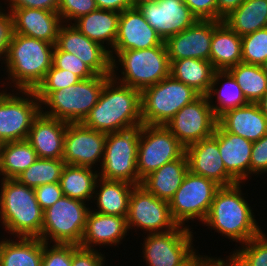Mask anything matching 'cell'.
Masks as SVG:
<instances>
[{
  "label": "cell",
  "instance_id": "20",
  "mask_svg": "<svg viewBox=\"0 0 267 266\" xmlns=\"http://www.w3.org/2000/svg\"><path fill=\"white\" fill-rule=\"evenodd\" d=\"M189 171L215 181L220 186L238 183L227 171L222 161L218 140L212 135L185 148Z\"/></svg>",
  "mask_w": 267,
  "mask_h": 266
},
{
  "label": "cell",
  "instance_id": "29",
  "mask_svg": "<svg viewBox=\"0 0 267 266\" xmlns=\"http://www.w3.org/2000/svg\"><path fill=\"white\" fill-rule=\"evenodd\" d=\"M119 17V12L97 9L79 17L72 24L90 40L111 52L117 37Z\"/></svg>",
  "mask_w": 267,
  "mask_h": 266
},
{
  "label": "cell",
  "instance_id": "11",
  "mask_svg": "<svg viewBox=\"0 0 267 266\" xmlns=\"http://www.w3.org/2000/svg\"><path fill=\"white\" fill-rule=\"evenodd\" d=\"M9 91L11 93L8 89H0L2 143L26 140L34 119L41 112L40 101L34 90L12 88Z\"/></svg>",
  "mask_w": 267,
  "mask_h": 266
},
{
  "label": "cell",
  "instance_id": "43",
  "mask_svg": "<svg viewBox=\"0 0 267 266\" xmlns=\"http://www.w3.org/2000/svg\"><path fill=\"white\" fill-rule=\"evenodd\" d=\"M97 9L95 0H58V13L67 24Z\"/></svg>",
  "mask_w": 267,
  "mask_h": 266
},
{
  "label": "cell",
  "instance_id": "33",
  "mask_svg": "<svg viewBox=\"0 0 267 266\" xmlns=\"http://www.w3.org/2000/svg\"><path fill=\"white\" fill-rule=\"evenodd\" d=\"M210 61L186 58L170 61V75L180 82L192 87L200 95H207L214 72Z\"/></svg>",
  "mask_w": 267,
  "mask_h": 266
},
{
  "label": "cell",
  "instance_id": "31",
  "mask_svg": "<svg viewBox=\"0 0 267 266\" xmlns=\"http://www.w3.org/2000/svg\"><path fill=\"white\" fill-rule=\"evenodd\" d=\"M206 96L217 118L228 110L249 104L240 85L227 70L214 72L211 87Z\"/></svg>",
  "mask_w": 267,
  "mask_h": 266
},
{
  "label": "cell",
  "instance_id": "46",
  "mask_svg": "<svg viewBox=\"0 0 267 266\" xmlns=\"http://www.w3.org/2000/svg\"><path fill=\"white\" fill-rule=\"evenodd\" d=\"M105 254L107 253L78 246L72 253L71 266H108Z\"/></svg>",
  "mask_w": 267,
  "mask_h": 266
},
{
  "label": "cell",
  "instance_id": "2",
  "mask_svg": "<svg viewBox=\"0 0 267 266\" xmlns=\"http://www.w3.org/2000/svg\"><path fill=\"white\" fill-rule=\"evenodd\" d=\"M54 47L47 41L13 33L3 63L7 77L1 79L0 88L35 90L52 66Z\"/></svg>",
  "mask_w": 267,
  "mask_h": 266
},
{
  "label": "cell",
  "instance_id": "47",
  "mask_svg": "<svg viewBox=\"0 0 267 266\" xmlns=\"http://www.w3.org/2000/svg\"><path fill=\"white\" fill-rule=\"evenodd\" d=\"M13 35V20L11 13L0 6V61L4 63L8 46Z\"/></svg>",
  "mask_w": 267,
  "mask_h": 266
},
{
  "label": "cell",
  "instance_id": "27",
  "mask_svg": "<svg viewBox=\"0 0 267 266\" xmlns=\"http://www.w3.org/2000/svg\"><path fill=\"white\" fill-rule=\"evenodd\" d=\"M130 183L124 181L107 180L101 177L98 178L92 203L94 208L92 211L97 213L113 215V216H128L129 200L133 187Z\"/></svg>",
  "mask_w": 267,
  "mask_h": 266
},
{
  "label": "cell",
  "instance_id": "52",
  "mask_svg": "<svg viewBox=\"0 0 267 266\" xmlns=\"http://www.w3.org/2000/svg\"><path fill=\"white\" fill-rule=\"evenodd\" d=\"M245 0H217L218 21L237 9Z\"/></svg>",
  "mask_w": 267,
  "mask_h": 266
},
{
  "label": "cell",
  "instance_id": "36",
  "mask_svg": "<svg viewBox=\"0 0 267 266\" xmlns=\"http://www.w3.org/2000/svg\"><path fill=\"white\" fill-rule=\"evenodd\" d=\"M38 159L27 140L2 143L0 151V179H16Z\"/></svg>",
  "mask_w": 267,
  "mask_h": 266
},
{
  "label": "cell",
  "instance_id": "10",
  "mask_svg": "<svg viewBox=\"0 0 267 266\" xmlns=\"http://www.w3.org/2000/svg\"><path fill=\"white\" fill-rule=\"evenodd\" d=\"M220 187L215 181L188 171L180 188L169 201L173 220L190 229L194 228H191L189 221L192 223L197 220L202 225Z\"/></svg>",
  "mask_w": 267,
  "mask_h": 266
},
{
  "label": "cell",
  "instance_id": "21",
  "mask_svg": "<svg viewBox=\"0 0 267 266\" xmlns=\"http://www.w3.org/2000/svg\"><path fill=\"white\" fill-rule=\"evenodd\" d=\"M164 41L145 20L139 8L131 7L120 13L117 37L111 52L148 49Z\"/></svg>",
  "mask_w": 267,
  "mask_h": 266
},
{
  "label": "cell",
  "instance_id": "35",
  "mask_svg": "<svg viewBox=\"0 0 267 266\" xmlns=\"http://www.w3.org/2000/svg\"><path fill=\"white\" fill-rule=\"evenodd\" d=\"M239 36L267 27V0H245L222 20Z\"/></svg>",
  "mask_w": 267,
  "mask_h": 266
},
{
  "label": "cell",
  "instance_id": "7",
  "mask_svg": "<svg viewBox=\"0 0 267 266\" xmlns=\"http://www.w3.org/2000/svg\"><path fill=\"white\" fill-rule=\"evenodd\" d=\"M200 94L171 75L141 91L142 124L164 125Z\"/></svg>",
  "mask_w": 267,
  "mask_h": 266
},
{
  "label": "cell",
  "instance_id": "26",
  "mask_svg": "<svg viewBox=\"0 0 267 266\" xmlns=\"http://www.w3.org/2000/svg\"><path fill=\"white\" fill-rule=\"evenodd\" d=\"M218 123L227 132L251 142L258 141L267 134V118L256 103L226 111L218 118Z\"/></svg>",
  "mask_w": 267,
  "mask_h": 266
},
{
  "label": "cell",
  "instance_id": "37",
  "mask_svg": "<svg viewBox=\"0 0 267 266\" xmlns=\"http://www.w3.org/2000/svg\"><path fill=\"white\" fill-rule=\"evenodd\" d=\"M249 103H257L267 90V74L262 66L238 63L227 70Z\"/></svg>",
  "mask_w": 267,
  "mask_h": 266
},
{
  "label": "cell",
  "instance_id": "56",
  "mask_svg": "<svg viewBox=\"0 0 267 266\" xmlns=\"http://www.w3.org/2000/svg\"><path fill=\"white\" fill-rule=\"evenodd\" d=\"M133 1V7L138 8L141 5H145L147 3H156L159 0H132Z\"/></svg>",
  "mask_w": 267,
  "mask_h": 266
},
{
  "label": "cell",
  "instance_id": "12",
  "mask_svg": "<svg viewBox=\"0 0 267 266\" xmlns=\"http://www.w3.org/2000/svg\"><path fill=\"white\" fill-rule=\"evenodd\" d=\"M193 229L178 225L164 233L145 234L141 247L146 266H180L198 248H195Z\"/></svg>",
  "mask_w": 267,
  "mask_h": 266
},
{
  "label": "cell",
  "instance_id": "30",
  "mask_svg": "<svg viewBox=\"0 0 267 266\" xmlns=\"http://www.w3.org/2000/svg\"><path fill=\"white\" fill-rule=\"evenodd\" d=\"M209 61L216 71L242 63V40L223 21L214 29Z\"/></svg>",
  "mask_w": 267,
  "mask_h": 266
},
{
  "label": "cell",
  "instance_id": "32",
  "mask_svg": "<svg viewBox=\"0 0 267 266\" xmlns=\"http://www.w3.org/2000/svg\"><path fill=\"white\" fill-rule=\"evenodd\" d=\"M1 237L0 266H40L43 256L40 238Z\"/></svg>",
  "mask_w": 267,
  "mask_h": 266
},
{
  "label": "cell",
  "instance_id": "23",
  "mask_svg": "<svg viewBox=\"0 0 267 266\" xmlns=\"http://www.w3.org/2000/svg\"><path fill=\"white\" fill-rule=\"evenodd\" d=\"M13 20V33L56 44L63 24L60 14L36 8L7 9Z\"/></svg>",
  "mask_w": 267,
  "mask_h": 266
},
{
  "label": "cell",
  "instance_id": "53",
  "mask_svg": "<svg viewBox=\"0 0 267 266\" xmlns=\"http://www.w3.org/2000/svg\"><path fill=\"white\" fill-rule=\"evenodd\" d=\"M202 254V255H201ZM199 254V250H196L182 265L180 266H210L211 263L217 259L215 256Z\"/></svg>",
  "mask_w": 267,
  "mask_h": 266
},
{
  "label": "cell",
  "instance_id": "16",
  "mask_svg": "<svg viewBox=\"0 0 267 266\" xmlns=\"http://www.w3.org/2000/svg\"><path fill=\"white\" fill-rule=\"evenodd\" d=\"M107 134L81 123H68L64 137L63 161L74 166H101Z\"/></svg>",
  "mask_w": 267,
  "mask_h": 266
},
{
  "label": "cell",
  "instance_id": "6",
  "mask_svg": "<svg viewBox=\"0 0 267 266\" xmlns=\"http://www.w3.org/2000/svg\"><path fill=\"white\" fill-rule=\"evenodd\" d=\"M110 57L111 77L140 91L170 75V61L164 42L148 49L110 52Z\"/></svg>",
  "mask_w": 267,
  "mask_h": 266
},
{
  "label": "cell",
  "instance_id": "28",
  "mask_svg": "<svg viewBox=\"0 0 267 266\" xmlns=\"http://www.w3.org/2000/svg\"><path fill=\"white\" fill-rule=\"evenodd\" d=\"M188 171V160L184 154L181 158L168 162L148 174L140 185L157 198L169 202L180 188Z\"/></svg>",
  "mask_w": 267,
  "mask_h": 266
},
{
  "label": "cell",
  "instance_id": "41",
  "mask_svg": "<svg viewBox=\"0 0 267 266\" xmlns=\"http://www.w3.org/2000/svg\"><path fill=\"white\" fill-rule=\"evenodd\" d=\"M52 65L58 69L69 70L81 80L94 77L96 74L75 54L53 49Z\"/></svg>",
  "mask_w": 267,
  "mask_h": 266
},
{
  "label": "cell",
  "instance_id": "48",
  "mask_svg": "<svg viewBox=\"0 0 267 266\" xmlns=\"http://www.w3.org/2000/svg\"><path fill=\"white\" fill-rule=\"evenodd\" d=\"M34 191L36 199L43 211L64 196L59 182L43 184L34 188Z\"/></svg>",
  "mask_w": 267,
  "mask_h": 266
},
{
  "label": "cell",
  "instance_id": "9",
  "mask_svg": "<svg viewBox=\"0 0 267 266\" xmlns=\"http://www.w3.org/2000/svg\"><path fill=\"white\" fill-rule=\"evenodd\" d=\"M83 201L63 196L44 210L40 239L45 243L79 245L91 207Z\"/></svg>",
  "mask_w": 267,
  "mask_h": 266
},
{
  "label": "cell",
  "instance_id": "17",
  "mask_svg": "<svg viewBox=\"0 0 267 266\" xmlns=\"http://www.w3.org/2000/svg\"><path fill=\"white\" fill-rule=\"evenodd\" d=\"M55 47L75 54L96 75H111L110 52L82 34L73 24L63 23L60 26Z\"/></svg>",
  "mask_w": 267,
  "mask_h": 266
},
{
  "label": "cell",
  "instance_id": "38",
  "mask_svg": "<svg viewBox=\"0 0 267 266\" xmlns=\"http://www.w3.org/2000/svg\"><path fill=\"white\" fill-rule=\"evenodd\" d=\"M63 159L38 158L16 178L18 182L31 188L60 181L65 166Z\"/></svg>",
  "mask_w": 267,
  "mask_h": 266
},
{
  "label": "cell",
  "instance_id": "13",
  "mask_svg": "<svg viewBox=\"0 0 267 266\" xmlns=\"http://www.w3.org/2000/svg\"><path fill=\"white\" fill-rule=\"evenodd\" d=\"M184 154L185 147L166 126L141 125L137 154V171L141 180Z\"/></svg>",
  "mask_w": 267,
  "mask_h": 266
},
{
  "label": "cell",
  "instance_id": "25",
  "mask_svg": "<svg viewBox=\"0 0 267 266\" xmlns=\"http://www.w3.org/2000/svg\"><path fill=\"white\" fill-rule=\"evenodd\" d=\"M68 122L40 114L34 119L26 140L38 158L62 159Z\"/></svg>",
  "mask_w": 267,
  "mask_h": 266
},
{
  "label": "cell",
  "instance_id": "42",
  "mask_svg": "<svg viewBox=\"0 0 267 266\" xmlns=\"http://www.w3.org/2000/svg\"><path fill=\"white\" fill-rule=\"evenodd\" d=\"M79 245L50 244L43 242V256L40 266H71L72 253Z\"/></svg>",
  "mask_w": 267,
  "mask_h": 266
},
{
  "label": "cell",
  "instance_id": "34",
  "mask_svg": "<svg viewBox=\"0 0 267 266\" xmlns=\"http://www.w3.org/2000/svg\"><path fill=\"white\" fill-rule=\"evenodd\" d=\"M98 178L99 172L94 168L66 164L59 184L64 196L92 203Z\"/></svg>",
  "mask_w": 267,
  "mask_h": 266
},
{
  "label": "cell",
  "instance_id": "19",
  "mask_svg": "<svg viewBox=\"0 0 267 266\" xmlns=\"http://www.w3.org/2000/svg\"><path fill=\"white\" fill-rule=\"evenodd\" d=\"M138 8L163 41L184 31L198 20L184 0H159Z\"/></svg>",
  "mask_w": 267,
  "mask_h": 266
},
{
  "label": "cell",
  "instance_id": "5",
  "mask_svg": "<svg viewBox=\"0 0 267 266\" xmlns=\"http://www.w3.org/2000/svg\"><path fill=\"white\" fill-rule=\"evenodd\" d=\"M110 78L111 75H95L60 90L35 91L41 113L68 123L83 122L98 102L104 84Z\"/></svg>",
  "mask_w": 267,
  "mask_h": 266
},
{
  "label": "cell",
  "instance_id": "50",
  "mask_svg": "<svg viewBox=\"0 0 267 266\" xmlns=\"http://www.w3.org/2000/svg\"><path fill=\"white\" fill-rule=\"evenodd\" d=\"M4 5H7L3 7L6 9L36 8L58 12V0H4Z\"/></svg>",
  "mask_w": 267,
  "mask_h": 266
},
{
  "label": "cell",
  "instance_id": "51",
  "mask_svg": "<svg viewBox=\"0 0 267 266\" xmlns=\"http://www.w3.org/2000/svg\"><path fill=\"white\" fill-rule=\"evenodd\" d=\"M95 2L98 9L112 10L119 13L133 7L132 0H95Z\"/></svg>",
  "mask_w": 267,
  "mask_h": 266
},
{
  "label": "cell",
  "instance_id": "8",
  "mask_svg": "<svg viewBox=\"0 0 267 266\" xmlns=\"http://www.w3.org/2000/svg\"><path fill=\"white\" fill-rule=\"evenodd\" d=\"M141 125L123 131L107 133L104 157L98 167L99 177L140 185L137 171L138 141Z\"/></svg>",
  "mask_w": 267,
  "mask_h": 266
},
{
  "label": "cell",
  "instance_id": "3",
  "mask_svg": "<svg viewBox=\"0 0 267 266\" xmlns=\"http://www.w3.org/2000/svg\"><path fill=\"white\" fill-rule=\"evenodd\" d=\"M82 123L106 134L142 125L141 91L111 77L104 84L98 102Z\"/></svg>",
  "mask_w": 267,
  "mask_h": 266
},
{
  "label": "cell",
  "instance_id": "40",
  "mask_svg": "<svg viewBox=\"0 0 267 266\" xmlns=\"http://www.w3.org/2000/svg\"><path fill=\"white\" fill-rule=\"evenodd\" d=\"M242 63L262 66L267 58V27L244 35Z\"/></svg>",
  "mask_w": 267,
  "mask_h": 266
},
{
  "label": "cell",
  "instance_id": "24",
  "mask_svg": "<svg viewBox=\"0 0 267 266\" xmlns=\"http://www.w3.org/2000/svg\"><path fill=\"white\" fill-rule=\"evenodd\" d=\"M213 136L218 140L219 152L226 171L238 182L250 180V160L253 142L227 132L219 123Z\"/></svg>",
  "mask_w": 267,
  "mask_h": 266
},
{
  "label": "cell",
  "instance_id": "49",
  "mask_svg": "<svg viewBox=\"0 0 267 266\" xmlns=\"http://www.w3.org/2000/svg\"><path fill=\"white\" fill-rule=\"evenodd\" d=\"M184 3L198 19L218 21L217 0H184Z\"/></svg>",
  "mask_w": 267,
  "mask_h": 266
},
{
  "label": "cell",
  "instance_id": "18",
  "mask_svg": "<svg viewBox=\"0 0 267 266\" xmlns=\"http://www.w3.org/2000/svg\"><path fill=\"white\" fill-rule=\"evenodd\" d=\"M222 21L198 19L184 31L167 38L169 61L194 58L209 61L214 29Z\"/></svg>",
  "mask_w": 267,
  "mask_h": 266
},
{
  "label": "cell",
  "instance_id": "54",
  "mask_svg": "<svg viewBox=\"0 0 267 266\" xmlns=\"http://www.w3.org/2000/svg\"><path fill=\"white\" fill-rule=\"evenodd\" d=\"M256 104L258 105L262 114L267 118V90Z\"/></svg>",
  "mask_w": 267,
  "mask_h": 266
},
{
  "label": "cell",
  "instance_id": "22",
  "mask_svg": "<svg viewBox=\"0 0 267 266\" xmlns=\"http://www.w3.org/2000/svg\"><path fill=\"white\" fill-rule=\"evenodd\" d=\"M128 233L126 217L97 213L90 209L79 246L94 250L99 247V251L105 246L119 248L118 245L123 244Z\"/></svg>",
  "mask_w": 267,
  "mask_h": 266
},
{
  "label": "cell",
  "instance_id": "44",
  "mask_svg": "<svg viewBox=\"0 0 267 266\" xmlns=\"http://www.w3.org/2000/svg\"><path fill=\"white\" fill-rule=\"evenodd\" d=\"M81 79L69 70L58 69L53 65L47 71L44 80L34 91H56L62 88L75 85Z\"/></svg>",
  "mask_w": 267,
  "mask_h": 266
},
{
  "label": "cell",
  "instance_id": "14",
  "mask_svg": "<svg viewBox=\"0 0 267 266\" xmlns=\"http://www.w3.org/2000/svg\"><path fill=\"white\" fill-rule=\"evenodd\" d=\"M126 220L128 231L135 230L136 234L138 230L144 234L164 233L178 226L171 216L169 202L157 198L141 185L133 187Z\"/></svg>",
  "mask_w": 267,
  "mask_h": 266
},
{
  "label": "cell",
  "instance_id": "57",
  "mask_svg": "<svg viewBox=\"0 0 267 266\" xmlns=\"http://www.w3.org/2000/svg\"><path fill=\"white\" fill-rule=\"evenodd\" d=\"M262 68L265 71V73L267 74V58H266L264 64L262 65Z\"/></svg>",
  "mask_w": 267,
  "mask_h": 266
},
{
  "label": "cell",
  "instance_id": "55",
  "mask_svg": "<svg viewBox=\"0 0 267 266\" xmlns=\"http://www.w3.org/2000/svg\"><path fill=\"white\" fill-rule=\"evenodd\" d=\"M210 266H231L225 259L224 257H218L215 259Z\"/></svg>",
  "mask_w": 267,
  "mask_h": 266
},
{
  "label": "cell",
  "instance_id": "1",
  "mask_svg": "<svg viewBox=\"0 0 267 266\" xmlns=\"http://www.w3.org/2000/svg\"><path fill=\"white\" fill-rule=\"evenodd\" d=\"M242 187H245V183L221 186L216 191L210 211L202 223L206 229L215 230L214 234L217 232L229 239V242H236V248L237 243H246L265 231L255 219V210L248 203Z\"/></svg>",
  "mask_w": 267,
  "mask_h": 266
},
{
  "label": "cell",
  "instance_id": "15",
  "mask_svg": "<svg viewBox=\"0 0 267 266\" xmlns=\"http://www.w3.org/2000/svg\"><path fill=\"white\" fill-rule=\"evenodd\" d=\"M218 118L206 95H200L184 106L165 124L166 128L186 148L214 134Z\"/></svg>",
  "mask_w": 267,
  "mask_h": 266
},
{
  "label": "cell",
  "instance_id": "4",
  "mask_svg": "<svg viewBox=\"0 0 267 266\" xmlns=\"http://www.w3.org/2000/svg\"><path fill=\"white\" fill-rule=\"evenodd\" d=\"M0 223L11 237L40 238L44 211L34 188L16 179H0Z\"/></svg>",
  "mask_w": 267,
  "mask_h": 266
},
{
  "label": "cell",
  "instance_id": "45",
  "mask_svg": "<svg viewBox=\"0 0 267 266\" xmlns=\"http://www.w3.org/2000/svg\"><path fill=\"white\" fill-rule=\"evenodd\" d=\"M267 176V134L258 141L253 142L250 160V180L251 177L261 175ZM254 174V175H253Z\"/></svg>",
  "mask_w": 267,
  "mask_h": 266
},
{
  "label": "cell",
  "instance_id": "39",
  "mask_svg": "<svg viewBox=\"0 0 267 266\" xmlns=\"http://www.w3.org/2000/svg\"><path fill=\"white\" fill-rule=\"evenodd\" d=\"M229 254L225 260L231 266H267V233L263 231Z\"/></svg>",
  "mask_w": 267,
  "mask_h": 266
}]
</instances>
